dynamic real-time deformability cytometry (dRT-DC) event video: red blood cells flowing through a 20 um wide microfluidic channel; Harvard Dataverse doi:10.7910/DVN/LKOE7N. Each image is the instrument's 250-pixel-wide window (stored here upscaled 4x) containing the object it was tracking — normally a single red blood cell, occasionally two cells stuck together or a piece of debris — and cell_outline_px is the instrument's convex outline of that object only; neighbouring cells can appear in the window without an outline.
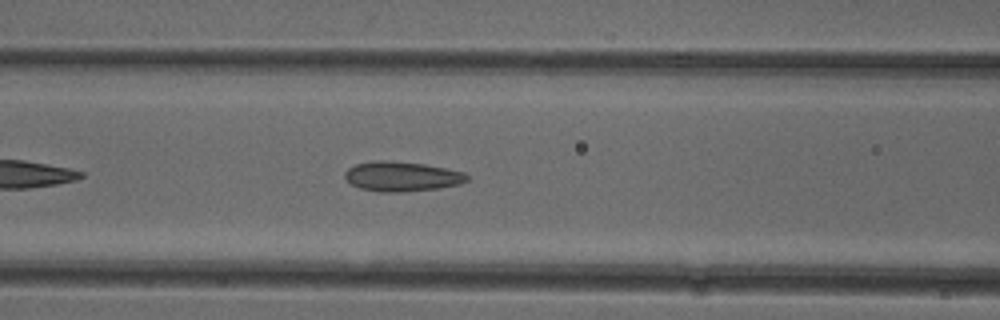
{"species": "common noctule bat (a hibernating species)", "species_latin": "Nyctalus noctula", "temperature_condition": "cold", "stored_images_in_passage": 36, "camera_frame_rate_fps": 3000, "um_per_image_px": 0.085, "animal": {"sex": "female"}, "frame": {"image": 1, "passage_image": 10, "time_ms": 3.0, "image_size_px": [1000, 320], "cell_outline_px": [[468, 180], [460, 184], [440, 188], [400, 192], [380, 192], [360, 188], [352, 184], [344, 176], [344, 172], [348, 168], [356, 164], [372, 160], [384, 160], [424, 164], [464, 172], [468, 176]], "centroid_in_image_um": [34.14, 14.99], "position_along_channel_um": 132.5, "area_um2": 21.15}}
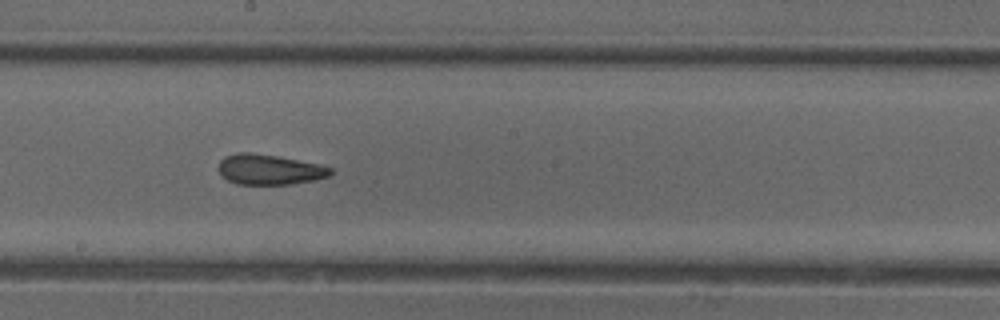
{"frame": {"image": 2, "passage_image": 17, "time_ms": 5.333, "image_size_px": [1000, 320], "cell_outline_px": [[332, 176], [316, 180], [288, 184], [236, 184], [220, 176], [220, 160], [224, 156], [236, 152], [252, 152], [276, 156], [316, 164], [332, 168]], "centroid_in_image_um": [22.88, 14.41], "position_along_channel_um": 225.3, "area_um2": 19.71}}
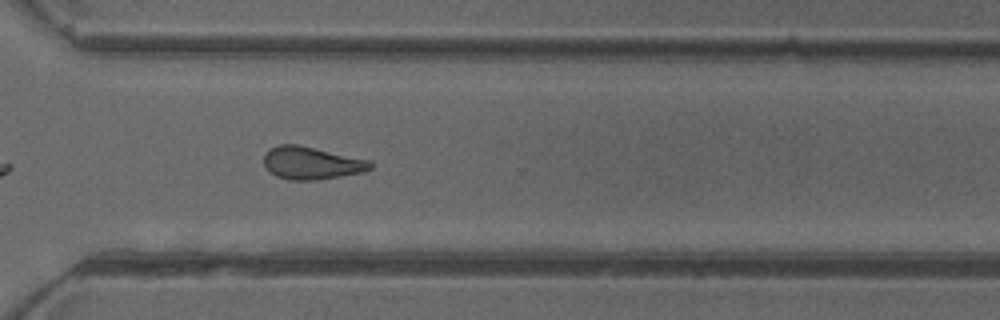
{"frame": {"image": 3, "passage_image": 26, "time_ms": 8.333, "image_size_px": [1000, 320], "cell_outline_px": [[372, 168], [364, 172], [316, 180], [288, 180], [276, 176], [264, 164], [264, 156], [272, 148], [280, 144], [300, 144], [368, 160], [372, 164]], "centroid_in_image_um": [26.49, 13.86], "position_along_channel_um": 344.1, "area_um2": 20.06}, "authors_computed_cell_mechanics": {"area_um2": 20.0855, "velocity_mm_per_s": 3.9796, "shape_relaxation_time_tau1_ms": null, "shape_relaxation_time_tau2_ms": 2.9645, "deformation_change_tau1": null, "deformation_change_tau2": 0.0994}}